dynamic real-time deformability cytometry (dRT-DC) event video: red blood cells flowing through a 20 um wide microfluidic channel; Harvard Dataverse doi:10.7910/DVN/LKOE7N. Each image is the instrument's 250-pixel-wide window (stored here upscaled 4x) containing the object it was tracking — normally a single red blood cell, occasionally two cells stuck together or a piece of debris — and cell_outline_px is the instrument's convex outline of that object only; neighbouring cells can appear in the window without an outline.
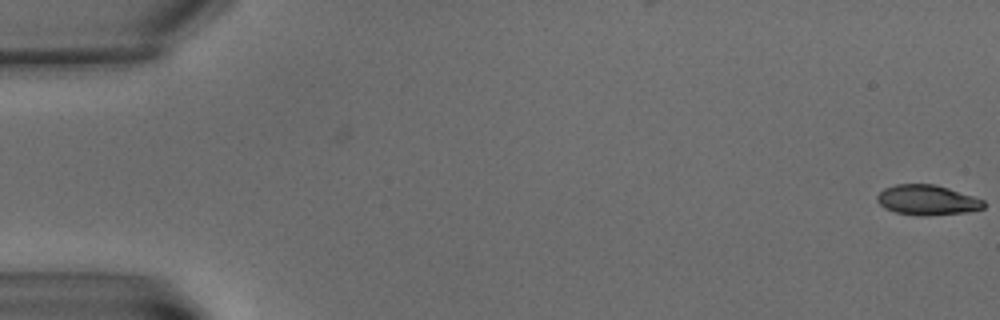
{"species": "common noctule bat (a hibernating species)", "species_latin": "Nyctalus noctula", "temperature_condition": "warm", "stored_images_in_passage": 2, "camera_frame_rate_fps": 3000, "um_per_image_px": 0.085, "animal": {"sex": "male", "body_mass_g": 15.6}, "frame": {"image": 1, "passage_image": 2, "time_ms": 1.0, "image_size_px": [1000, 320], "cell_outline_px": [[984, 208], [968, 212], [924, 216], [920, 216], [896, 212], [884, 208], [876, 200], [876, 196], [884, 188], [896, 184], [936, 184], [984, 200]], "centroid_in_image_um": [78.79, 17.0], "position_along_channel_um": 6.2, "area_um2": 18.67}}